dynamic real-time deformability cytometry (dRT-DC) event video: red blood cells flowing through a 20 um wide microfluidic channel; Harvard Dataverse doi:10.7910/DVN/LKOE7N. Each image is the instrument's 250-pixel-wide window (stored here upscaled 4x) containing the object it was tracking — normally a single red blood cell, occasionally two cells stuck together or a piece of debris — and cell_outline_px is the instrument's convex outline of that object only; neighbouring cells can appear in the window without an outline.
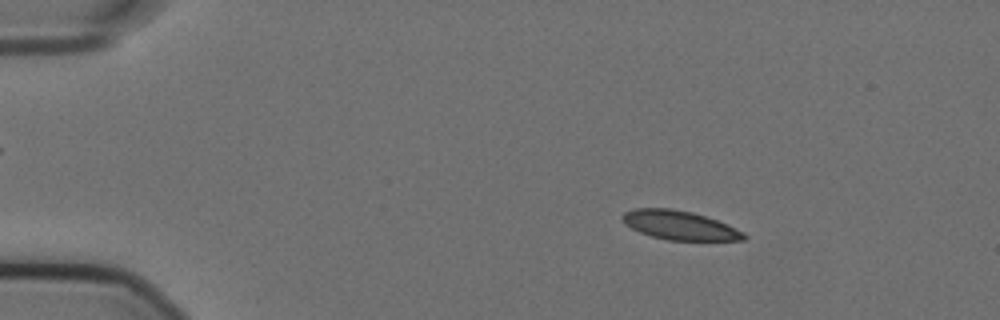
{"species": "Egyptian fruit bat (a non-hibernating species)", "species_latin": "Rousettus aegyptiacus", "temperature_condition": "cold", "stored_images_in_passage": 56, "camera_frame_rate_fps": 3000, "um_per_image_px": 0.085, "animal": {"sex": "female"}, "frame": {"image": 1, "passage_image": 9, "time_ms": 2.667, "image_size_px": [1000, 320], "cell_outline_px": [[748, 236], [744, 240], [668, 240], [652, 236], [640, 232], [624, 224], [620, 216], [624, 212], [632, 208], [672, 208], [692, 212], [716, 220], [744, 232]], "centroid_in_image_um": [57.72, 19.14], "position_along_channel_um": 27.3, "area_um2": 20.46}}
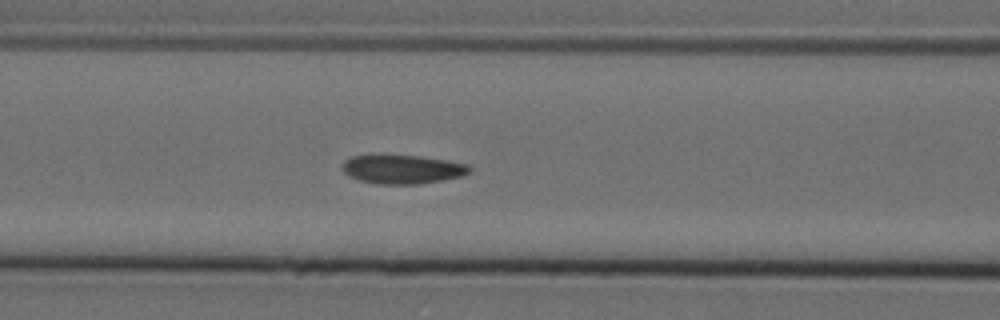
{"frame": {"image": 2, "passage_image": 24, "time_ms": 7.667, "image_size_px": [1000, 320], "cell_outline_px": [[472, 172], [460, 176], [420, 184], [376, 184], [360, 180], [348, 176], [340, 168], [340, 164], [344, 160], [352, 156], [420, 156], [448, 160], [468, 164], [472, 168]], "centroid_in_image_um": [34.2, 14.39], "position_along_channel_um": 132.4, "area_um2": 21.39}}
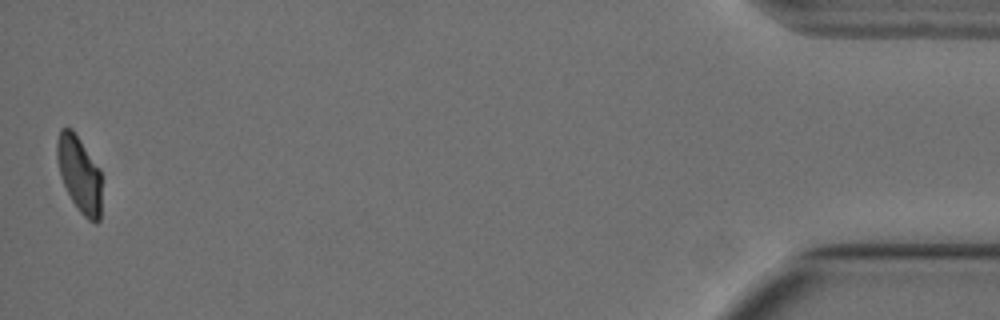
{"frame": {"image": 3, "passage_image": 56, "time_ms": 18.333, "image_size_px": [1000, 320], "cell_outline_px": [[100, 220], [96, 224], [88, 220], [80, 212], [72, 200], [60, 176], [56, 156], [56, 144], [60, 128], [72, 128], [80, 140], [100, 172]], "centroid_in_image_um": [6.72, 14.81], "position_along_channel_um": 428.5, "area_um2": 19.42}, "authors_computed_cell_mechanics": {"area_um2": 21.4438, "velocity_mm_per_s": 3.5765, "shape_relaxation_time_tau1_ms": null, "shape_relaxation_time_tau2_ms": 2.8269, "deformation_change_tau1": null, "deformation_change_tau2": 0.0557}}